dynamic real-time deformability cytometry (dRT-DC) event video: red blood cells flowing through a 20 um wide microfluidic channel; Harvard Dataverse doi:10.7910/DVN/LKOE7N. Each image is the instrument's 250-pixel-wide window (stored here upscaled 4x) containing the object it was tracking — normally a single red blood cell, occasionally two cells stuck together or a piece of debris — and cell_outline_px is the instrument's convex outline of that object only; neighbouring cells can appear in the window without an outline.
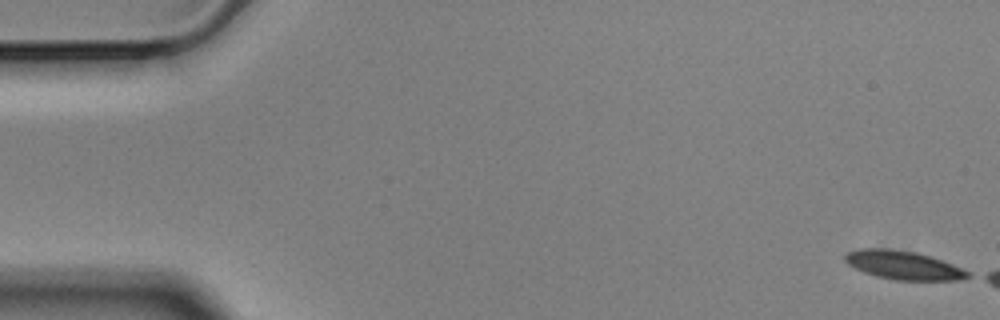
{"species": "Egyptian fruit bat (a non-hibernating species)", "species_latin": "Rousettus aegyptiacus", "temperature_condition": "cold", "stored_images_in_passage": 8, "camera_frame_rate_fps": 3000, "um_per_image_px": 0.085, "animal": {"sex": "male"}, "frame": {"image": 1, "passage_image": 1, "time_ms": 0.0, "image_size_px": [1000, 320], "cell_outline_px": [[972, 276], [956, 280], [896, 280], [876, 276], [864, 272], [848, 264], [844, 260], [844, 256], [848, 252], [860, 248], [892, 248], [912, 252], [928, 256], [952, 264], [968, 272]], "centroid_in_image_um": [76.74, 22.54], "position_along_channel_um": 8.3, "area_um2": 20.17}}